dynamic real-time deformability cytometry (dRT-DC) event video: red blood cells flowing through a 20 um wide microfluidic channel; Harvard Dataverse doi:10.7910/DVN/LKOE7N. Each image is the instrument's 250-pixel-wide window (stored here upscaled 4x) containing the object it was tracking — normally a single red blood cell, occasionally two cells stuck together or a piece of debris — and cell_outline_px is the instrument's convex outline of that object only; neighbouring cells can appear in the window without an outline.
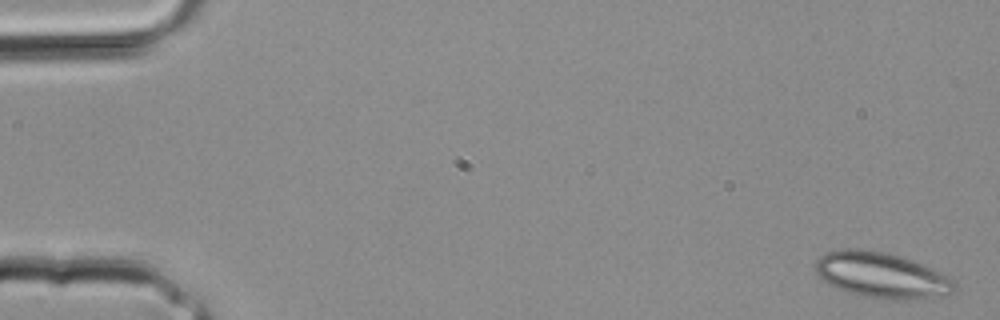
{"species": "common noctule bat (a hibernating species)", "species_latin": "Nyctalus noctula", "temperature_condition": "room temperature", "stored_images_in_passage": 33, "camera_frame_rate_fps": 3000, "um_per_image_px": 0.085, "animal": {"sex": "male", "body_mass_g": 20.4}, "frame": {"image": 1, "passage_image": 1, "time_ms": 0.0, "image_size_px": [1000, 320], "cell_outline_px": [[956, 288], [948, 296], [932, 300], [900, 300], [860, 296], [848, 292], [828, 284], [816, 272], [816, 260], [820, 256], [828, 252], [840, 248], [856, 248], [884, 252], [912, 260], [924, 264], [956, 280]], "centroid_in_image_um": [75.02, 23.42], "position_along_channel_um": 10.0, "area_um2": 37.57}}
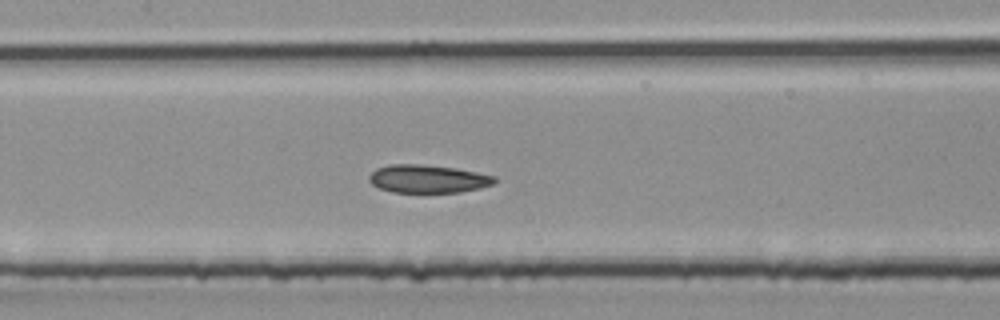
{"frame": {"image": 2, "passage_image": 16, "time_ms": 5.0, "image_size_px": [1000, 320], "cell_outline_px": [[496, 180], [492, 184], [480, 188], [460, 192], [392, 192], [380, 188], [372, 184], [368, 180], [368, 176], [376, 168], [388, 164], [420, 164], [456, 168], [496, 176]], "centroid_in_image_um": [36.34, 15.19], "position_along_channel_um": 171.1, "area_um2": 20.52}}
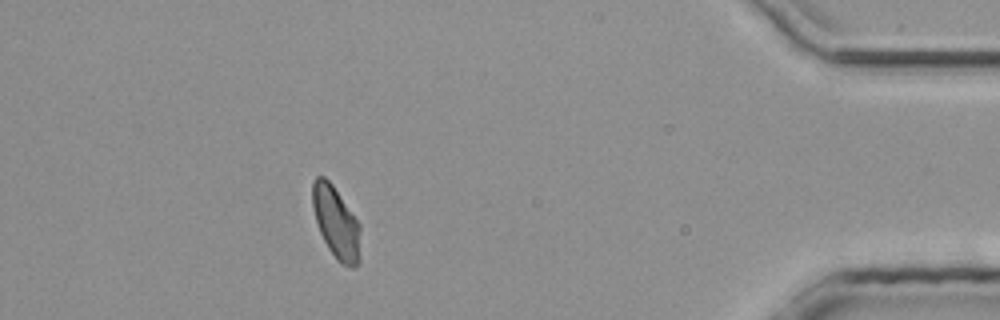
{"frame": {"image": 3, "passage_image": 30, "time_ms": 9.667, "image_size_px": [1000, 320], "cell_outline_px": [[360, 260], [356, 268], [352, 268], [336, 260], [328, 248], [320, 232], [312, 208], [312, 180], [316, 176], [324, 176], [332, 184], [360, 224]], "centroid_in_image_um": [28.57, 18.93], "position_along_channel_um": 406.6, "area_um2": 20.17}}